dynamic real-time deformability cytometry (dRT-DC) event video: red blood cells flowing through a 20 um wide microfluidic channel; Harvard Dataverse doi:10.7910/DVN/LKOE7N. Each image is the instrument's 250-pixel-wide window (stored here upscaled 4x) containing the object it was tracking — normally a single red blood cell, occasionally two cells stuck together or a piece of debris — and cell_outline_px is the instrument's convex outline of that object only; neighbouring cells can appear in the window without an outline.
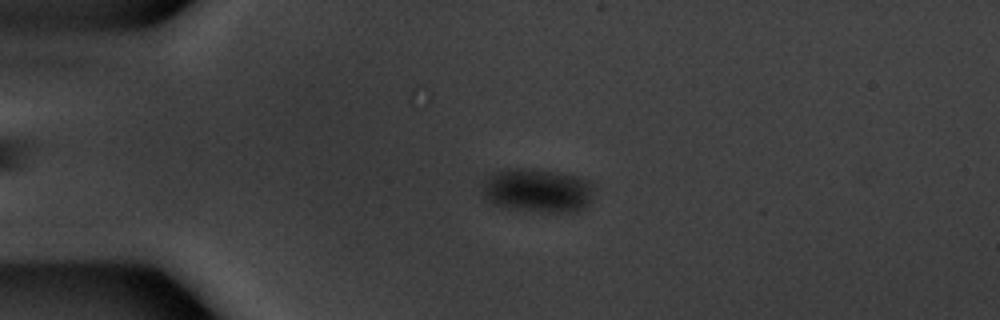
{"species": "common noctule bat (a hibernating species)", "species_latin": "Nyctalus noctula", "temperature_condition": "warm", "stored_images_in_passage": 42, "camera_frame_rate_fps": 3000, "um_per_image_px": 0.085, "animal": {"sex": "male", "body_mass_g": 20.1, "forearm_length_mm": 53.5}, "frame": {"image": 1, "passage_image": 13, "time_ms": 4.0, "image_size_px": [1000, 320], "cell_outline_px": [[596, 184], [588, 204], [584, 208], [576, 212], [540, 212], [504, 208], [492, 204], [484, 196], [480, 184], [488, 176], [500, 168], [532, 168], [560, 172], [580, 176], [596, 180]], "centroid_in_image_um": [45.71, 16.17], "position_along_channel_um": 39.3, "area_um2": 29.71}}
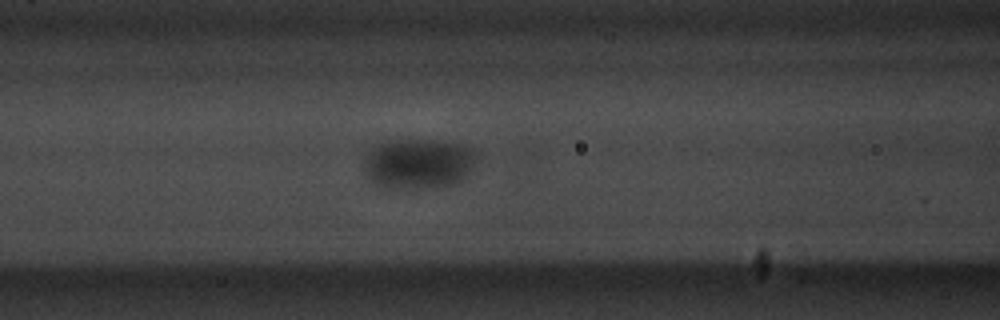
{"frame": {"image": 2, "passage_image": 23, "time_ms": 7.333, "image_size_px": [1000, 320], "cell_outline_px": [[468, 156], [456, 180], [436, 184], [384, 184], [376, 180], [368, 172], [368, 164], [372, 156], [380, 148], [388, 144], [448, 144], [468, 152]], "centroid_in_image_um": [35.45, 13.92], "position_along_channel_um": 131.2, "area_um2": 25.03}}
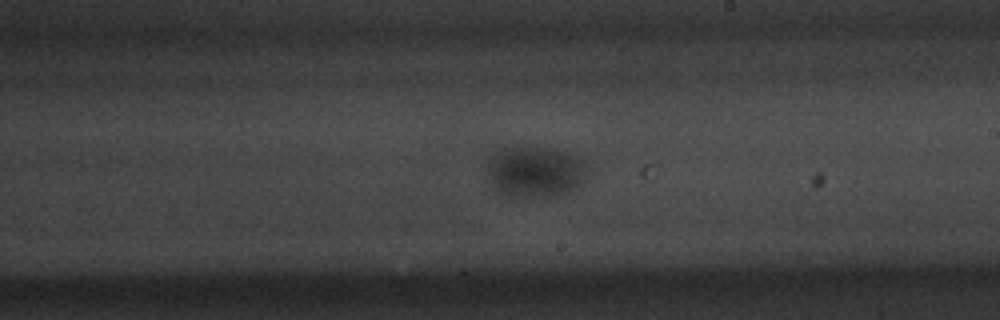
{"frame": {"image": 3, "passage_image": 32, "time_ms": 10.333, "image_size_px": [1000, 320], "cell_outline_px": [[576, 184], [552, 196], [508, 196], [500, 188], [492, 168], [504, 156], [512, 152], [556, 152], [572, 160], [576, 180]], "centroid_in_image_um": [45.43, 14.78], "position_along_channel_um": 243.6, "area_um2": 22.43}}